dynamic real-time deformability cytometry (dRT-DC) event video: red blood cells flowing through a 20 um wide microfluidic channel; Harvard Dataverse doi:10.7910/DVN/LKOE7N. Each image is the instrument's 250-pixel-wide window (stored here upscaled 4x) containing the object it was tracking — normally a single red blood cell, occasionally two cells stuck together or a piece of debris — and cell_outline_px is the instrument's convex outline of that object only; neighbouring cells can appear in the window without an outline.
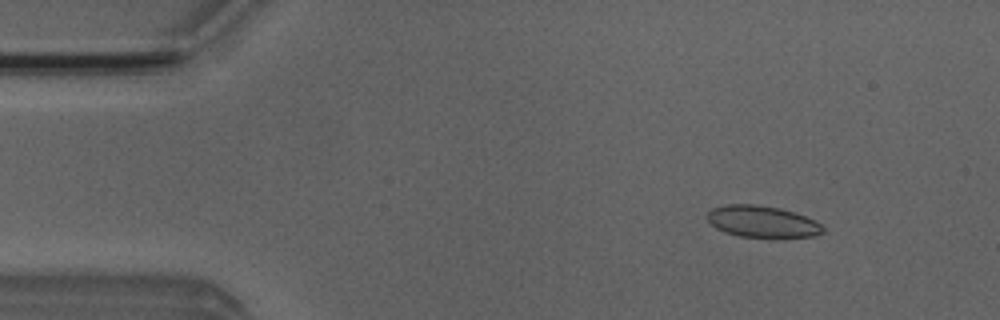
{"species": "Egyptian fruit bat (a non-hibernating species)", "species_latin": "Rousettus aegyptiacus", "temperature_condition": "room temperature", "stored_images_in_passage": 52, "segment_of_instrument_passage": [1, 2], "camera_frame_rate_fps": 3000, "um_per_image_px": 0.085, "animal": {"sex": "male"}, "frame": {"image": 1, "passage_image": 6, "time_ms": 1.667, "image_size_px": [1000, 320], "cell_outline_px": [[824, 232], [816, 236], [784, 240], [776, 240], [740, 236], [724, 232], [716, 228], [708, 220], [708, 212], [712, 208], [728, 204], [756, 204], [780, 208], [804, 216], [820, 224], [824, 228]], "centroid_in_image_um": [64.84, 18.89], "position_along_channel_um": 20.2, "area_um2": 22.02}}
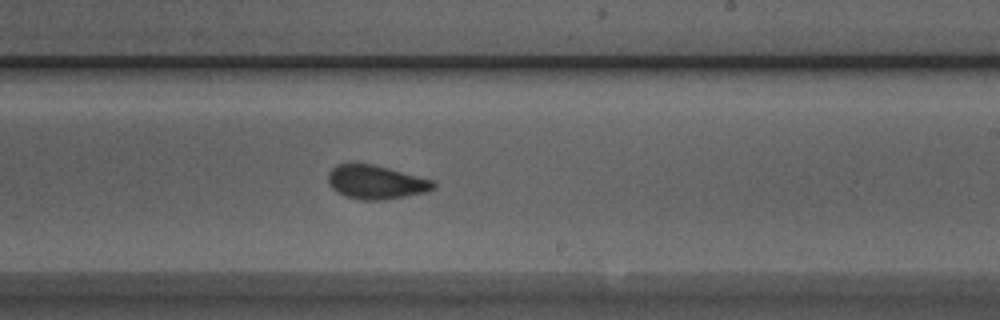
{"frame": {"image": 2, "passage_image": 30, "time_ms": 9.667, "image_size_px": [1000, 320], "cell_outline_px": [[436, 188], [424, 192], [384, 200], [360, 200], [344, 196], [336, 192], [328, 184], [328, 172], [336, 164], [372, 164], [388, 168], [432, 180], [436, 184]], "centroid_in_image_um": [31.91, 15.49], "position_along_channel_um": 257.1, "area_um2": 20.63}}
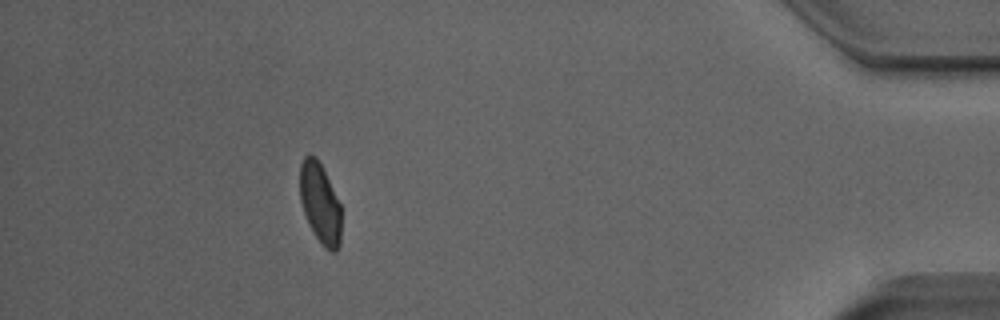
{"frame": {"image": 3, "passage_image": 46, "time_ms": 15.0, "image_size_px": [1000, 320], "cell_outline_px": [[340, 244], [336, 252], [332, 252], [324, 248], [308, 224], [300, 200], [300, 164], [304, 156], [308, 152], [316, 156], [340, 204]], "centroid_in_image_um": [27.18, 17.27], "position_along_channel_um": 408.0, "area_um2": 19.25}}